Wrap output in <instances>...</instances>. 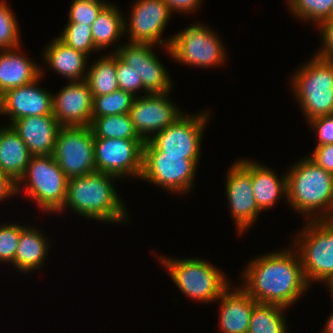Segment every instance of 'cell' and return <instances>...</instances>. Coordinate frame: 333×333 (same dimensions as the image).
<instances>
[{"label":"cell","instance_id":"cell-1","mask_svg":"<svg viewBox=\"0 0 333 333\" xmlns=\"http://www.w3.org/2000/svg\"><path fill=\"white\" fill-rule=\"evenodd\" d=\"M244 269L240 286L257 303L277 304L290 309L311 288L298 252L292 246L260 254Z\"/></svg>","mask_w":333,"mask_h":333},{"label":"cell","instance_id":"cell-2","mask_svg":"<svg viewBox=\"0 0 333 333\" xmlns=\"http://www.w3.org/2000/svg\"><path fill=\"white\" fill-rule=\"evenodd\" d=\"M118 179L103 172L69 178L66 200L57 214H62L65 209H71L76 215L101 223L127 222L129 213L113 183Z\"/></svg>","mask_w":333,"mask_h":333},{"label":"cell","instance_id":"cell-3","mask_svg":"<svg viewBox=\"0 0 333 333\" xmlns=\"http://www.w3.org/2000/svg\"><path fill=\"white\" fill-rule=\"evenodd\" d=\"M287 200L305 220H326L333 204V175L306 156L286 172Z\"/></svg>","mask_w":333,"mask_h":333},{"label":"cell","instance_id":"cell-4","mask_svg":"<svg viewBox=\"0 0 333 333\" xmlns=\"http://www.w3.org/2000/svg\"><path fill=\"white\" fill-rule=\"evenodd\" d=\"M157 258L179 291L196 302H216L233 283L221 268L202 258Z\"/></svg>","mask_w":333,"mask_h":333},{"label":"cell","instance_id":"cell-5","mask_svg":"<svg viewBox=\"0 0 333 333\" xmlns=\"http://www.w3.org/2000/svg\"><path fill=\"white\" fill-rule=\"evenodd\" d=\"M304 64V65H303ZM299 66L290 85L299 108L309 120L333 114V60L312 56Z\"/></svg>","mask_w":333,"mask_h":333},{"label":"cell","instance_id":"cell-6","mask_svg":"<svg viewBox=\"0 0 333 333\" xmlns=\"http://www.w3.org/2000/svg\"><path fill=\"white\" fill-rule=\"evenodd\" d=\"M295 234L291 245L298 252L306 281L310 286L326 284L333 277V221L309 220Z\"/></svg>","mask_w":333,"mask_h":333},{"label":"cell","instance_id":"cell-7","mask_svg":"<svg viewBox=\"0 0 333 333\" xmlns=\"http://www.w3.org/2000/svg\"><path fill=\"white\" fill-rule=\"evenodd\" d=\"M67 182L53 155L31 156L25 173L17 182V194L24 190L42 212L56 214L65 203Z\"/></svg>","mask_w":333,"mask_h":333},{"label":"cell","instance_id":"cell-8","mask_svg":"<svg viewBox=\"0 0 333 333\" xmlns=\"http://www.w3.org/2000/svg\"><path fill=\"white\" fill-rule=\"evenodd\" d=\"M172 36L170 47L165 48V52L179 64L214 68L222 66L227 60L223 41L204 23H193Z\"/></svg>","mask_w":333,"mask_h":333},{"label":"cell","instance_id":"cell-9","mask_svg":"<svg viewBox=\"0 0 333 333\" xmlns=\"http://www.w3.org/2000/svg\"><path fill=\"white\" fill-rule=\"evenodd\" d=\"M200 159L185 155H163L149 140L143 145V171L140 180L174 194H187L194 187Z\"/></svg>","mask_w":333,"mask_h":333},{"label":"cell","instance_id":"cell-10","mask_svg":"<svg viewBox=\"0 0 333 333\" xmlns=\"http://www.w3.org/2000/svg\"><path fill=\"white\" fill-rule=\"evenodd\" d=\"M210 110L179 116L149 141L163 155H185V159H200L203 135L210 119Z\"/></svg>","mask_w":333,"mask_h":333},{"label":"cell","instance_id":"cell-11","mask_svg":"<svg viewBox=\"0 0 333 333\" xmlns=\"http://www.w3.org/2000/svg\"><path fill=\"white\" fill-rule=\"evenodd\" d=\"M52 155L68 179L96 172L94 135L91 128L61 127Z\"/></svg>","mask_w":333,"mask_h":333},{"label":"cell","instance_id":"cell-12","mask_svg":"<svg viewBox=\"0 0 333 333\" xmlns=\"http://www.w3.org/2000/svg\"><path fill=\"white\" fill-rule=\"evenodd\" d=\"M225 195L238 235L246 233L258 221L261 210L256 203L251 182V160L234 161L225 175ZM247 230V231H246Z\"/></svg>","mask_w":333,"mask_h":333},{"label":"cell","instance_id":"cell-13","mask_svg":"<svg viewBox=\"0 0 333 333\" xmlns=\"http://www.w3.org/2000/svg\"><path fill=\"white\" fill-rule=\"evenodd\" d=\"M171 16L164 0H136L129 17L124 18V37L127 35L130 42L170 47L173 36L165 39L163 33Z\"/></svg>","mask_w":333,"mask_h":333},{"label":"cell","instance_id":"cell-14","mask_svg":"<svg viewBox=\"0 0 333 333\" xmlns=\"http://www.w3.org/2000/svg\"><path fill=\"white\" fill-rule=\"evenodd\" d=\"M144 140L94 138L96 172L140 180Z\"/></svg>","mask_w":333,"mask_h":333},{"label":"cell","instance_id":"cell-15","mask_svg":"<svg viewBox=\"0 0 333 333\" xmlns=\"http://www.w3.org/2000/svg\"><path fill=\"white\" fill-rule=\"evenodd\" d=\"M127 42L115 54L141 78L143 94L170 92L174 86L172 76H169L165 65L155 55L154 44Z\"/></svg>","mask_w":333,"mask_h":333},{"label":"cell","instance_id":"cell-16","mask_svg":"<svg viewBox=\"0 0 333 333\" xmlns=\"http://www.w3.org/2000/svg\"><path fill=\"white\" fill-rule=\"evenodd\" d=\"M170 93L172 92L135 97L129 114L136 132L144 141L150 140L184 113L168 97Z\"/></svg>","mask_w":333,"mask_h":333},{"label":"cell","instance_id":"cell-17","mask_svg":"<svg viewBox=\"0 0 333 333\" xmlns=\"http://www.w3.org/2000/svg\"><path fill=\"white\" fill-rule=\"evenodd\" d=\"M43 71L41 66V75L35 81L10 89L0 96V114L9 118L8 125L22 117L53 115V93L38 86Z\"/></svg>","mask_w":333,"mask_h":333},{"label":"cell","instance_id":"cell-18","mask_svg":"<svg viewBox=\"0 0 333 333\" xmlns=\"http://www.w3.org/2000/svg\"><path fill=\"white\" fill-rule=\"evenodd\" d=\"M53 116L62 127L90 126L93 96L86 80L69 81L52 94Z\"/></svg>","mask_w":333,"mask_h":333},{"label":"cell","instance_id":"cell-19","mask_svg":"<svg viewBox=\"0 0 333 333\" xmlns=\"http://www.w3.org/2000/svg\"><path fill=\"white\" fill-rule=\"evenodd\" d=\"M10 126L19 134L32 156L52 155L62 127L53 115L22 117Z\"/></svg>","mask_w":333,"mask_h":333},{"label":"cell","instance_id":"cell-20","mask_svg":"<svg viewBox=\"0 0 333 333\" xmlns=\"http://www.w3.org/2000/svg\"><path fill=\"white\" fill-rule=\"evenodd\" d=\"M237 286V287H236ZM219 302V330L222 333H247L257 303L242 287L231 284L216 300Z\"/></svg>","mask_w":333,"mask_h":333},{"label":"cell","instance_id":"cell-21","mask_svg":"<svg viewBox=\"0 0 333 333\" xmlns=\"http://www.w3.org/2000/svg\"><path fill=\"white\" fill-rule=\"evenodd\" d=\"M44 48L43 63H46L48 68L53 69L68 82L86 80L90 56L66 45L57 36Z\"/></svg>","mask_w":333,"mask_h":333},{"label":"cell","instance_id":"cell-22","mask_svg":"<svg viewBox=\"0 0 333 333\" xmlns=\"http://www.w3.org/2000/svg\"><path fill=\"white\" fill-rule=\"evenodd\" d=\"M21 50V46L0 50V96L35 81L41 75V66L19 52Z\"/></svg>","mask_w":333,"mask_h":333},{"label":"cell","instance_id":"cell-23","mask_svg":"<svg viewBox=\"0 0 333 333\" xmlns=\"http://www.w3.org/2000/svg\"><path fill=\"white\" fill-rule=\"evenodd\" d=\"M251 182L256 203L262 212L277 205L279 199L287 200L286 173L278 176L273 169L251 160Z\"/></svg>","mask_w":333,"mask_h":333},{"label":"cell","instance_id":"cell-24","mask_svg":"<svg viewBox=\"0 0 333 333\" xmlns=\"http://www.w3.org/2000/svg\"><path fill=\"white\" fill-rule=\"evenodd\" d=\"M38 228L21 224V234L15 252L14 268L23 273H30L44 266L50 249L48 237Z\"/></svg>","mask_w":333,"mask_h":333},{"label":"cell","instance_id":"cell-25","mask_svg":"<svg viewBox=\"0 0 333 333\" xmlns=\"http://www.w3.org/2000/svg\"><path fill=\"white\" fill-rule=\"evenodd\" d=\"M31 156L26 144L10 125L0 127V171L18 182Z\"/></svg>","mask_w":333,"mask_h":333},{"label":"cell","instance_id":"cell-26","mask_svg":"<svg viewBox=\"0 0 333 333\" xmlns=\"http://www.w3.org/2000/svg\"><path fill=\"white\" fill-rule=\"evenodd\" d=\"M119 6L110 2L100 11L92 26V37L98 51L114 47V53L122 45L120 39L124 36V14ZM118 41V42H117ZM118 45H117V44ZM117 45V46H116Z\"/></svg>","mask_w":333,"mask_h":333},{"label":"cell","instance_id":"cell-27","mask_svg":"<svg viewBox=\"0 0 333 333\" xmlns=\"http://www.w3.org/2000/svg\"><path fill=\"white\" fill-rule=\"evenodd\" d=\"M86 81L92 96L110 94L119 89L116 72V54L102 55L88 66Z\"/></svg>","mask_w":333,"mask_h":333},{"label":"cell","instance_id":"cell-28","mask_svg":"<svg viewBox=\"0 0 333 333\" xmlns=\"http://www.w3.org/2000/svg\"><path fill=\"white\" fill-rule=\"evenodd\" d=\"M287 309L277 304L256 303L247 333H289L285 318Z\"/></svg>","mask_w":333,"mask_h":333},{"label":"cell","instance_id":"cell-29","mask_svg":"<svg viewBox=\"0 0 333 333\" xmlns=\"http://www.w3.org/2000/svg\"><path fill=\"white\" fill-rule=\"evenodd\" d=\"M89 127L94 138L143 140L136 132L129 113L92 117Z\"/></svg>","mask_w":333,"mask_h":333},{"label":"cell","instance_id":"cell-30","mask_svg":"<svg viewBox=\"0 0 333 333\" xmlns=\"http://www.w3.org/2000/svg\"><path fill=\"white\" fill-rule=\"evenodd\" d=\"M286 4L296 19L312 22L317 27L330 19L333 9V0H288Z\"/></svg>","mask_w":333,"mask_h":333},{"label":"cell","instance_id":"cell-31","mask_svg":"<svg viewBox=\"0 0 333 333\" xmlns=\"http://www.w3.org/2000/svg\"><path fill=\"white\" fill-rule=\"evenodd\" d=\"M135 96L118 89L110 94L93 96L92 117L128 114Z\"/></svg>","mask_w":333,"mask_h":333},{"label":"cell","instance_id":"cell-32","mask_svg":"<svg viewBox=\"0 0 333 333\" xmlns=\"http://www.w3.org/2000/svg\"><path fill=\"white\" fill-rule=\"evenodd\" d=\"M57 37L66 45L88 56L98 51L93 42L91 25L67 23Z\"/></svg>","mask_w":333,"mask_h":333},{"label":"cell","instance_id":"cell-33","mask_svg":"<svg viewBox=\"0 0 333 333\" xmlns=\"http://www.w3.org/2000/svg\"><path fill=\"white\" fill-rule=\"evenodd\" d=\"M5 0H0V50L20 47L21 32L16 14Z\"/></svg>","mask_w":333,"mask_h":333},{"label":"cell","instance_id":"cell-34","mask_svg":"<svg viewBox=\"0 0 333 333\" xmlns=\"http://www.w3.org/2000/svg\"><path fill=\"white\" fill-rule=\"evenodd\" d=\"M108 3L105 0H73L68 10V23L92 25Z\"/></svg>","mask_w":333,"mask_h":333},{"label":"cell","instance_id":"cell-35","mask_svg":"<svg viewBox=\"0 0 333 333\" xmlns=\"http://www.w3.org/2000/svg\"><path fill=\"white\" fill-rule=\"evenodd\" d=\"M20 234L21 225L19 223L7 222L0 225V264L11 263L14 266Z\"/></svg>","mask_w":333,"mask_h":333},{"label":"cell","instance_id":"cell-36","mask_svg":"<svg viewBox=\"0 0 333 333\" xmlns=\"http://www.w3.org/2000/svg\"><path fill=\"white\" fill-rule=\"evenodd\" d=\"M116 72L119 89L133 94L135 97L141 96L137 91L142 90L143 92V83L140 77H138L135 70L125 64L117 55H116ZM138 93V94H137Z\"/></svg>","mask_w":333,"mask_h":333},{"label":"cell","instance_id":"cell-37","mask_svg":"<svg viewBox=\"0 0 333 333\" xmlns=\"http://www.w3.org/2000/svg\"><path fill=\"white\" fill-rule=\"evenodd\" d=\"M316 134V146L333 143V114L313 118L307 122Z\"/></svg>","mask_w":333,"mask_h":333},{"label":"cell","instance_id":"cell-38","mask_svg":"<svg viewBox=\"0 0 333 333\" xmlns=\"http://www.w3.org/2000/svg\"><path fill=\"white\" fill-rule=\"evenodd\" d=\"M321 48L314 54L333 60V19L323 21L318 27Z\"/></svg>","mask_w":333,"mask_h":333},{"label":"cell","instance_id":"cell-39","mask_svg":"<svg viewBox=\"0 0 333 333\" xmlns=\"http://www.w3.org/2000/svg\"><path fill=\"white\" fill-rule=\"evenodd\" d=\"M313 153L308 154L316 165L322 167L326 172L333 175V143L323 146H315Z\"/></svg>","mask_w":333,"mask_h":333},{"label":"cell","instance_id":"cell-40","mask_svg":"<svg viewBox=\"0 0 333 333\" xmlns=\"http://www.w3.org/2000/svg\"><path fill=\"white\" fill-rule=\"evenodd\" d=\"M172 14L183 13L186 15L194 13L201 6L203 0H164Z\"/></svg>","mask_w":333,"mask_h":333},{"label":"cell","instance_id":"cell-41","mask_svg":"<svg viewBox=\"0 0 333 333\" xmlns=\"http://www.w3.org/2000/svg\"><path fill=\"white\" fill-rule=\"evenodd\" d=\"M17 194V182H15L9 175L0 171V201L8 200Z\"/></svg>","mask_w":333,"mask_h":333},{"label":"cell","instance_id":"cell-42","mask_svg":"<svg viewBox=\"0 0 333 333\" xmlns=\"http://www.w3.org/2000/svg\"><path fill=\"white\" fill-rule=\"evenodd\" d=\"M324 325L325 326L322 333H333V311L331 312L330 316H328V319Z\"/></svg>","mask_w":333,"mask_h":333},{"label":"cell","instance_id":"cell-43","mask_svg":"<svg viewBox=\"0 0 333 333\" xmlns=\"http://www.w3.org/2000/svg\"><path fill=\"white\" fill-rule=\"evenodd\" d=\"M327 289L329 291V295L331 296V300L333 301V277L326 283ZM333 303V302H332Z\"/></svg>","mask_w":333,"mask_h":333},{"label":"cell","instance_id":"cell-44","mask_svg":"<svg viewBox=\"0 0 333 333\" xmlns=\"http://www.w3.org/2000/svg\"><path fill=\"white\" fill-rule=\"evenodd\" d=\"M326 220L327 221H333V204H332V207H331L330 215Z\"/></svg>","mask_w":333,"mask_h":333},{"label":"cell","instance_id":"cell-45","mask_svg":"<svg viewBox=\"0 0 333 333\" xmlns=\"http://www.w3.org/2000/svg\"><path fill=\"white\" fill-rule=\"evenodd\" d=\"M330 19H333V9H332V13H331V17H330Z\"/></svg>","mask_w":333,"mask_h":333}]
</instances>
